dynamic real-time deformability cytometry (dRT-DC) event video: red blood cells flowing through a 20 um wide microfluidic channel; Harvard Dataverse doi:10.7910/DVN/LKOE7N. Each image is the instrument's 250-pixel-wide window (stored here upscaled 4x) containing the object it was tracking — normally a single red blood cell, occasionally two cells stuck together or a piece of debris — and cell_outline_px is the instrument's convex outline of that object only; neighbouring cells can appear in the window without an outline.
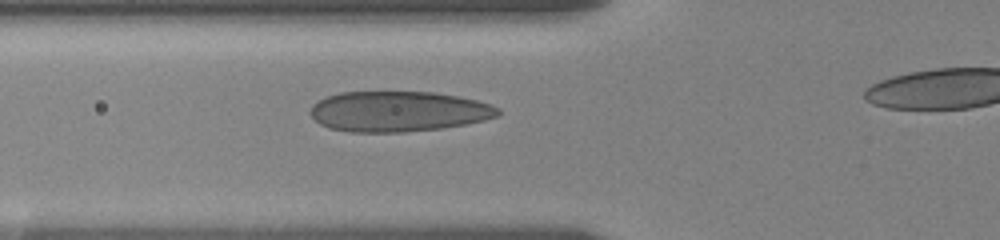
{"species": "human", "species_latin": "Homo sapiens", "temperature_condition": "room temperature", "stored_images_in_passage": 5, "segment_of_instrument_passage": [1, 2], "camera_frame_rate_fps": 3000, "um_per_image_px": 0.085, "donor": {"sex": "female"}, "frame": {"image": 1, "passage_image": 4, "time_ms": 2.333, "image_size_px": [1000, 240], "cell_outline_px": [[500, 116], [484, 120], [464, 124], [440, 128], [404, 132], [348, 132], [328, 128], [320, 124], [308, 112], [312, 104], [328, 96], [340, 92], [432, 92], [456, 96], [476, 100], [492, 104], [500, 108]], "centroid_in_image_um": [33.85, 9.47], "position_along_channel_um": 91.9, "area_um2": 44.27}}